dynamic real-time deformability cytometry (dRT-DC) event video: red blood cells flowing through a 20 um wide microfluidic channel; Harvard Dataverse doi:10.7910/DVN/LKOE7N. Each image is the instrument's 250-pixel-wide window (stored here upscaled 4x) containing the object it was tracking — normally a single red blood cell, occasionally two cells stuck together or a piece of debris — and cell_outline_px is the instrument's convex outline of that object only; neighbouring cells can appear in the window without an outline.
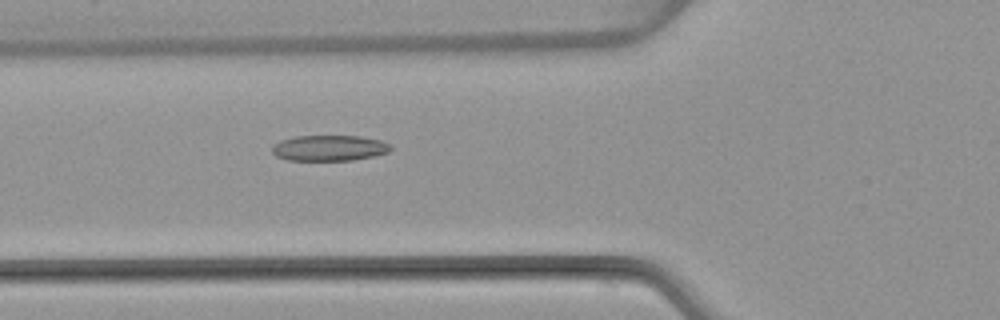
{"species": "common noctule bat (a hibernating species)", "species_latin": "Nyctalus noctula", "temperature_condition": "warm", "stored_images_in_passage": 51, "camera_frame_rate_fps": 3000, "um_per_image_px": 0.085, "animal": {"sex": "female", "body_mass_g": 22.7, "forearm_length_mm": 54.2}, "frame": {"image": 1, "passage_image": 19, "time_ms": 6.0, "image_size_px": [1000, 320], "cell_outline_px": [[392, 148], [388, 152], [376, 156], [352, 160], [288, 160], [276, 156], [272, 152], [272, 144], [280, 140], [296, 136], [360, 136], [380, 140], [388, 144]], "centroid_in_image_um": [27.97, 12.58], "position_along_channel_um": 97.8, "area_um2": 17.8}}
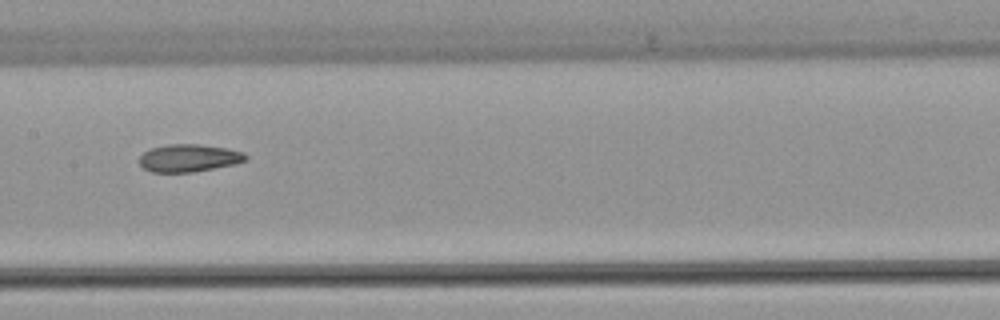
{"frame": {"image": 2, "passage_image": 26, "time_ms": 8.333, "image_size_px": [1000, 320], "cell_outline_px": [[248, 160], [236, 164], [196, 172], [152, 172], [144, 168], [140, 164], [140, 156], [144, 152], [152, 148], [168, 144], [200, 144], [224, 148], [244, 152], [248, 156]], "centroid_in_image_um": [16.1, 13.44], "position_along_channel_um": 191.3, "area_um2": 17.17}}
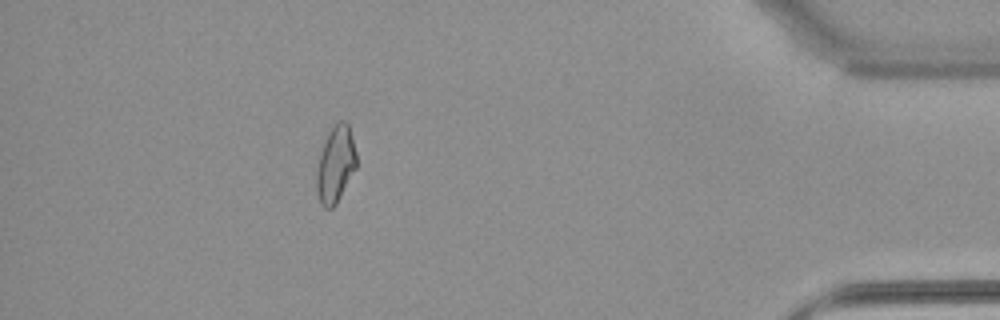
{"frame": {"image": 3, "passage_image": 46, "time_ms": 15.0, "image_size_px": [1000, 320], "cell_outline_px": [[356, 168], [336, 204], [332, 208], [324, 208], [320, 204], [316, 192], [316, 172], [320, 152], [324, 140], [328, 132], [336, 120], [344, 120], [348, 124], [356, 152]], "centroid_in_image_um": [28.5, 13.96], "position_along_channel_um": 406.7, "area_um2": 17.98}, "authors_computed_cell_mechanics": {"area_um2": 17.9758, "velocity_mm_per_s": 3.9856, "shape_relaxation_time_tau1_ms": null, "shape_relaxation_time_tau2_ms": 2.5648, "deformation_change_tau1": null, "deformation_change_tau2": 0.0927}}